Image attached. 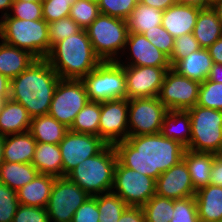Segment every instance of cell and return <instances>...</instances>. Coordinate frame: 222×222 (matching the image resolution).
<instances>
[{"label":"cell","mask_w":222,"mask_h":222,"mask_svg":"<svg viewBox=\"0 0 222 222\" xmlns=\"http://www.w3.org/2000/svg\"><path fill=\"white\" fill-rule=\"evenodd\" d=\"M118 161L125 167L157 179L183 159L186 147L160 132L128 136L114 145Z\"/></svg>","instance_id":"1"},{"label":"cell","mask_w":222,"mask_h":222,"mask_svg":"<svg viewBox=\"0 0 222 222\" xmlns=\"http://www.w3.org/2000/svg\"><path fill=\"white\" fill-rule=\"evenodd\" d=\"M60 79L46 59H36L11 79L9 98L22 104L32 118L48 114Z\"/></svg>","instance_id":"2"},{"label":"cell","mask_w":222,"mask_h":222,"mask_svg":"<svg viewBox=\"0 0 222 222\" xmlns=\"http://www.w3.org/2000/svg\"><path fill=\"white\" fill-rule=\"evenodd\" d=\"M46 60L61 79L81 80L102 61L96 55L86 29L57 42Z\"/></svg>","instance_id":"3"},{"label":"cell","mask_w":222,"mask_h":222,"mask_svg":"<svg viewBox=\"0 0 222 222\" xmlns=\"http://www.w3.org/2000/svg\"><path fill=\"white\" fill-rule=\"evenodd\" d=\"M117 161L114 145H106L98 154L79 163L66 177L90 196L111 192Z\"/></svg>","instance_id":"4"},{"label":"cell","mask_w":222,"mask_h":222,"mask_svg":"<svg viewBox=\"0 0 222 222\" xmlns=\"http://www.w3.org/2000/svg\"><path fill=\"white\" fill-rule=\"evenodd\" d=\"M0 39L27 50L37 59H46L51 51L48 23L44 19L22 20L7 15L0 20Z\"/></svg>","instance_id":"5"},{"label":"cell","mask_w":222,"mask_h":222,"mask_svg":"<svg viewBox=\"0 0 222 222\" xmlns=\"http://www.w3.org/2000/svg\"><path fill=\"white\" fill-rule=\"evenodd\" d=\"M86 31L96 55L102 62L118 61V54L125 52L129 33L125 19L100 14Z\"/></svg>","instance_id":"6"},{"label":"cell","mask_w":222,"mask_h":222,"mask_svg":"<svg viewBox=\"0 0 222 222\" xmlns=\"http://www.w3.org/2000/svg\"><path fill=\"white\" fill-rule=\"evenodd\" d=\"M81 80L89 101L102 103L127 98L124 68L117 61L101 62Z\"/></svg>","instance_id":"7"},{"label":"cell","mask_w":222,"mask_h":222,"mask_svg":"<svg viewBox=\"0 0 222 222\" xmlns=\"http://www.w3.org/2000/svg\"><path fill=\"white\" fill-rule=\"evenodd\" d=\"M190 114L191 139L186 149L218 154L222 149V111L195 105Z\"/></svg>","instance_id":"8"},{"label":"cell","mask_w":222,"mask_h":222,"mask_svg":"<svg viewBox=\"0 0 222 222\" xmlns=\"http://www.w3.org/2000/svg\"><path fill=\"white\" fill-rule=\"evenodd\" d=\"M88 101L86 87L82 80L60 79L48 114L70 128L75 117Z\"/></svg>","instance_id":"9"},{"label":"cell","mask_w":222,"mask_h":222,"mask_svg":"<svg viewBox=\"0 0 222 222\" xmlns=\"http://www.w3.org/2000/svg\"><path fill=\"white\" fill-rule=\"evenodd\" d=\"M156 180L150 176L129 169L117 161L114 170L112 192L128 206H143L154 196ZM114 189H116L114 191Z\"/></svg>","instance_id":"10"},{"label":"cell","mask_w":222,"mask_h":222,"mask_svg":"<svg viewBox=\"0 0 222 222\" xmlns=\"http://www.w3.org/2000/svg\"><path fill=\"white\" fill-rule=\"evenodd\" d=\"M167 113L158 97L129 99L128 136L159 133Z\"/></svg>","instance_id":"11"},{"label":"cell","mask_w":222,"mask_h":222,"mask_svg":"<svg viewBox=\"0 0 222 222\" xmlns=\"http://www.w3.org/2000/svg\"><path fill=\"white\" fill-rule=\"evenodd\" d=\"M89 196L66 176L56 177L46 206L50 222H71L75 211Z\"/></svg>","instance_id":"12"},{"label":"cell","mask_w":222,"mask_h":222,"mask_svg":"<svg viewBox=\"0 0 222 222\" xmlns=\"http://www.w3.org/2000/svg\"><path fill=\"white\" fill-rule=\"evenodd\" d=\"M200 84L169 69L165 74L158 99L168 110L187 111L197 105Z\"/></svg>","instance_id":"13"},{"label":"cell","mask_w":222,"mask_h":222,"mask_svg":"<svg viewBox=\"0 0 222 222\" xmlns=\"http://www.w3.org/2000/svg\"><path fill=\"white\" fill-rule=\"evenodd\" d=\"M107 144L97 135L68 130L59 143L63 162V177L83 160L98 154Z\"/></svg>","instance_id":"14"},{"label":"cell","mask_w":222,"mask_h":222,"mask_svg":"<svg viewBox=\"0 0 222 222\" xmlns=\"http://www.w3.org/2000/svg\"><path fill=\"white\" fill-rule=\"evenodd\" d=\"M127 99L158 97L171 67L125 66Z\"/></svg>","instance_id":"15"},{"label":"cell","mask_w":222,"mask_h":222,"mask_svg":"<svg viewBox=\"0 0 222 222\" xmlns=\"http://www.w3.org/2000/svg\"><path fill=\"white\" fill-rule=\"evenodd\" d=\"M99 137L107 145H115L128 138V99L101 103Z\"/></svg>","instance_id":"16"},{"label":"cell","mask_w":222,"mask_h":222,"mask_svg":"<svg viewBox=\"0 0 222 222\" xmlns=\"http://www.w3.org/2000/svg\"><path fill=\"white\" fill-rule=\"evenodd\" d=\"M155 193L173 200L195 196L187 164L182 159L156 179Z\"/></svg>","instance_id":"17"},{"label":"cell","mask_w":222,"mask_h":222,"mask_svg":"<svg viewBox=\"0 0 222 222\" xmlns=\"http://www.w3.org/2000/svg\"><path fill=\"white\" fill-rule=\"evenodd\" d=\"M130 51V62L117 61L125 66L171 67L169 57L150 43L142 34L128 33L125 50Z\"/></svg>","instance_id":"18"},{"label":"cell","mask_w":222,"mask_h":222,"mask_svg":"<svg viewBox=\"0 0 222 222\" xmlns=\"http://www.w3.org/2000/svg\"><path fill=\"white\" fill-rule=\"evenodd\" d=\"M201 7L175 3L163 12L162 27L175 39L193 33Z\"/></svg>","instance_id":"19"},{"label":"cell","mask_w":222,"mask_h":222,"mask_svg":"<svg viewBox=\"0 0 222 222\" xmlns=\"http://www.w3.org/2000/svg\"><path fill=\"white\" fill-rule=\"evenodd\" d=\"M32 117L18 102L6 99L0 108V135L7 136L29 131Z\"/></svg>","instance_id":"20"},{"label":"cell","mask_w":222,"mask_h":222,"mask_svg":"<svg viewBox=\"0 0 222 222\" xmlns=\"http://www.w3.org/2000/svg\"><path fill=\"white\" fill-rule=\"evenodd\" d=\"M55 179L53 175L38 174L32 181L16 191L19 204L46 208Z\"/></svg>","instance_id":"21"},{"label":"cell","mask_w":222,"mask_h":222,"mask_svg":"<svg viewBox=\"0 0 222 222\" xmlns=\"http://www.w3.org/2000/svg\"><path fill=\"white\" fill-rule=\"evenodd\" d=\"M213 66V60L207 49L201 48L186 58L179 60L171 69L189 79L204 82Z\"/></svg>","instance_id":"22"},{"label":"cell","mask_w":222,"mask_h":222,"mask_svg":"<svg viewBox=\"0 0 222 222\" xmlns=\"http://www.w3.org/2000/svg\"><path fill=\"white\" fill-rule=\"evenodd\" d=\"M200 222H219L222 217V187L208 184L195 193Z\"/></svg>","instance_id":"23"},{"label":"cell","mask_w":222,"mask_h":222,"mask_svg":"<svg viewBox=\"0 0 222 222\" xmlns=\"http://www.w3.org/2000/svg\"><path fill=\"white\" fill-rule=\"evenodd\" d=\"M37 142L29 131L4 136L5 162L32 163Z\"/></svg>","instance_id":"24"},{"label":"cell","mask_w":222,"mask_h":222,"mask_svg":"<svg viewBox=\"0 0 222 222\" xmlns=\"http://www.w3.org/2000/svg\"><path fill=\"white\" fill-rule=\"evenodd\" d=\"M201 48L208 49L222 37V25L211 5L201 7L193 30Z\"/></svg>","instance_id":"25"},{"label":"cell","mask_w":222,"mask_h":222,"mask_svg":"<svg viewBox=\"0 0 222 222\" xmlns=\"http://www.w3.org/2000/svg\"><path fill=\"white\" fill-rule=\"evenodd\" d=\"M0 74L10 80L26 70L37 58L27 50H23L1 41Z\"/></svg>","instance_id":"26"},{"label":"cell","mask_w":222,"mask_h":222,"mask_svg":"<svg viewBox=\"0 0 222 222\" xmlns=\"http://www.w3.org/2000/svg\"><path fill=\"white\" fill-rule=\"evenodd\" d=\"M216 154L195 152L186 149L183 154V160L187 164L191 182L197 191L209 184L212 163Z\"/></svg>","instance_id":"27"},{"label":"cell","mask_w":222,"mask_h":222,"mask_svg":"<svg viewBox=\"0 0 222 222\" xmlns=\"http://www.w3.org/2000/svg\"><path fill=\"white\" fill-rule=\"evenodd\" d=\"M160 133L168 139L176 140L187 147L191 139V122L188 111L168 110Z\"/></svg>","instance_id":"28"},{"label":"cell","mask_w":222,"mask_h":222,"mask_svg":"<svg viewBox=\"0 0 222 222\" xmlns=\"http://www.w3.org/2000/svg\"><path fill=\"white\" fill-rule=\"evenodd\" d=\"M32 164L39 174L63 177V162L59 144L37 142Z\"/></svg>","instance_id":"29"},{"label":"cell","mask_w":222,"mask_h":222,"mask_svg":"<svg viewBox=\"0 0 222 222\" xmlns=\"http://www.w3.org/2000/svg\"><path fill=\"white\" fill-rule=\"evenodd\" d=\"M69 128L49 114L33 117L29 132L36 142L59 144Z\"/></svg>","instance_id":"30"},{"label":"cell","mask_w":222,"mask_h":222,"mask_svg":"<svg viewBox=\"0 0 222 222\" xmlns=\"http://www.w3.org/2000/svg\"><path fill=\"white\" fill-rule=\"evenodd\" d=\"M39 174L32 163L3 162L0 166V182L18 191Z\"/></svg>","instance_id":"31"},{"label":"cell","mask_w":222,"mask_h":222,"mask_svg":"<svg viewBox=\"0 0 222 222\" xmlns=\"http://www.w3.org/2000/svg\"><path fill=\"white\" fill-rule=\"evenodd\" d=\"M162 10L137 2L135 8L126 19L128 32L143 34L147 30L161 25Z\"/></svg>","instance_id":"32"},{"label":"cell","mask_w":222,"mask_h":222,"mask_svg":"<svg viewBox=\"0 0 222 222\" xmlns=\"http://www.w3.org/2000/svg\"><path fill=\"white\" fill-rule=\"evenodd\" d=\"M101 103L88 101L75 117L69 130L99 136Z\"/></svg>","instance_id":"33"},{"label":"cell","mask_w":222,"mask_h":222,"mask_svg":"<svg viewBox=\"0 0 222 222\" xmlns=\"http://www.w3.org/2000/svg\"><path fill=\"white\" fill-rule=\"evenodd\" d=\"M142 209L146 222H170L174 212V200L155 194Z\"/></svg>","instance_id":"34"},{"label":"cell","mask_w":222,"mask_h":222,"mask_svg":"<svg viewBox=\"0 0 222 222\" xmlns=\"http://www.w3.org/2000/svg\"><path fill=\"white\" fill-rule=\"evenodd\" d=\"M128 205L115 193L107 192L97 195L99 222H118Z\"/></svg>","instance_id":"35"},{"label":"cell","mask_w":222,"mask_h":222,"mask_svg":"<svg viewBox=\"0 0 222 222\" xmlns=\"http://www.w3.org/2000/svg\"><path fill=\"white\" fill-rule=\"evenodd\" d=\"M197 105L222 111V83L208 79L202 82L199 87Z\"/></svg>","instance_id":"36"},{"label":"cell","mask_w":222,"mask_h":222,"mask_svg":"<svg viewBox=\"0 0 222 222\" xmlns=\"http://www.w3.org/2000/svg\"><path fill=\"white\" fill-rule=\"evenodd\" d=\"M100 15L98 3L89 0H77L70 9V17L86 29Z\"/></svg>","instance_id":"37"},{"label":"cell","mask_w":222,"mask_h":222,"mask_svg":"<svg viewBox=\"0 0 222 222\" xmlns=\"http://www.w3.org/2000/svg\"><path fill=\"white\" fill-rule=\"evenodd\" d=\"M81 29L82 28L70 16L48 23L50 48L57 42L78 33Z\"/></svg>","instance_id":"38"},{"label":"cell","mask_w":222,"mask_h":222,"mask_svg":"<svg viewBox=\"0 0 222 222\" xmlns=\"http://www.w3.org/2000/svg\"><path fill=\"white\" fill-rule=\"evenodd\" d=\"M201 49L200 44L195 39L193 33H187L174 39V48L169 57L171 68L179 61L192 52Z\"/></svg>","instance_id":"39"},{"label":"cell","mask_w":222,"mask_h":222,"mask_svg":"<svg viewBox=\"0 0 222 222\" xmlns=\"http://www.w3.org/2000/svg\"><path fill=\"white\" fill-rule=\"evenodd\" d=\"M137 0H99L100 14L127 19L137 4Z\"/></svg>","instance_id":"40"},{"label":"cell","mask_w":222,"mask_h":222,"mask_svg":"<svg viewBox=\"0 0 222 222\" xmlns=\"http://www.w3.org/2000/svg\"><path fill=\"white\" fill-rule=\"evenodd\" d=\"M19 205L16 191L0 182V222H13Z\"/></svg>","instance_id":"41"},{"label":"cell","mask_w":222,"mask_h":222,"mask_svg":"<svg viewBox=\"0 0 222 222\" xmlns=\"http://www.w3.org/2000/svg\"><path fill=\"white\" fill-rule=\"evenodd\" d=\"M170 222H200L195 196L174 200V212Z\"/></svg>","instance_id":"42"},{"label":"cell","mask_w":222,"mask_h":222,"mask_svg":"<svg viewBox=\"0 0 222 222\" xmlns=\"http://www.w3.org/2000/svg\"><path fill=\"white\" fill-rule=\"evenodd\" d=\"M77 0H43V19L50 23L70 15L71 6Z\"/></svg>","instance_id":"43"},{"label":"cell","mask_w":222,"mask_h":222,"mask_svg":"<svg viewBox=\"0 0 222 222\" xmlns=\"http://www.w3.org/2000/svg\"><path fill=\"white\" fill-rule=\"evenodd\" d=\"M142 35L165 55L171 56L174 48V38L162 25L155 26L154 29L147 30Z\"/></svg>","instance_id":"44"},{"label":"cell","mask_w":222,"mask_h":222,"mask_svg":"<svg viewBox=\"0 0 222 222\" xmlns=\"http://www.w3.org/2000/svg\"><path fill=\"white\" fill-rule=\"evenodd\" d=\"M10 17L22 20H41L43 19L42 3L29 1H13ZM12 14V15H11Z\"/></svg>","instance_id":"45"},{"label":"cell","mask_w":222,"mask_h":222,"mask_svg":"<svg viewBox=\"0 0 222 222\" xmlns=\"http://www.w3.org/2000/svg\"><path fill=\"white\" fill-rule=\"evenodd\" d=\"M99 214L97 195L89 196L75 211L71 222H99Z\"/></svg>","instance_id":"46"},{"label":"cell","mask_w":222,"mask_h":222,"mask_svg":"<svg viewBox=\"0 0 222 222\" xmlns=\"http://www.w3.org/2000/svg\"><path fill=\"white\" fill-rule=\"evenodd\" d=\"M13 222H50L46 208L19 205Z\"/></svg>","instance_id":"47"},{"label":"cell","mask_w":222,"mask_h":222,"mask_svg":"<svg viewBox=\"0 0 222 222\" xmlns=\"http://www.w3.org/2000/svg\"><path fill=\"white\" fill-rule=\"evenodd\" d=\"M118 222H146L141 206H127L122 212Z\"/></svg>","instance_id":"48"},{"label":"cell","mask_w":222,"mask_h":222,"mask_svg":"<svg viewBox=\"0 0 222 222\" xmlns=\"http://www.w3.org/2000/svg\"><path fill=\"white\" fill-rule=\"evenodd\" d=\"M209 184L222 187V159L218 155L212 163Z\"/></svg>","instance_id":"49"},{"label":"cell","mask_w":222,"mask_h":222,"mask_svg":"<svg viewBox=\"0 0 222 222\" xmlns=\"http://www.w3.org/2000/svg\"><path fill=\"white\" fill-rule=\"evenodd\" d=\"M213 63L222 64V37H220L208 49Z\"/></svg>","instance_id":"50"},{"label":"cell","mask_w":222,"mask_h":222,"mask_svg":"<svg viewBox=\"0 0 222 222\" xmlns=\"http://www.w3.org/2000/svg\"><path fill=\"white\" fill-rule=\"evenodd\" d=\"M140 3L165 11L176 3V0H140Z\"/></svg>","instance_id":"51"},{"label":"cell","mask_w":222,"mask_h":222,"mask_svg":"<svg viewBox=\"0 0 222 222\" xmlns=\"http://www.w3.org/2000/svg\"><path fill=\"white\" fill-rule=\"evenodd\" d=\"M10 85L11 80L0 74V98H9L10 97Z\"/></svg>","instance_id":"52"},{"label":"cell","mask_w":222,"mask_h":222,"mask_svg":"<svg viewBox=\"0 0 222 222\" xmlns=\"http://www.w3.org/2000/svg\"><path fill=\"white\" fill-rule=\"evenodd\" d=\"M207 79L212 82L222 83V64L213 63Z\"/></svg>","instance_id":"53"},{"label":"cell","mask_w":222,"mask_h":222,"mask_svg":"<svg viewBox=\"0 0 222 222\" xmlns=\"http://www.w3.org/2000/svg\"><path fill=\"white\" fill-rule=\"evenodd\" d=\"M214 1L215 0H176V3L205 7L207 5H210Z\"/></svg>","instance_id":"54"},{"label":"cell","mask_w":222,"mask_h":222,"mask_svg":"<svg viewBox=\"0 0 222 222\" xmlns=\"http://www.w3.org/2000/svg\"><path fill=\"white\" fill-rule=\"evenodd\" d=\"M13 4V0H0V11L3 12L2 16L0 18H3L10 14L9 9L11 11V7ZM5 11V13H4Z\"/></svg>","instance_id":"55"},{"label":"cell","mask_w":222,"mask_h":222,"mask_svg":"<svg viewBox=\"0 0 222 222\" xmlns=\"http://www.w3.org/2000/svg\"><path fill=\"white\" fill-rule=\"evenodd\" d=\"M210 5L215 10L218 20L220 21V23L222 25V0H215Z\"/></svg>","instance_id":"56"},{"label":"cell","mask_w":222,"mask_h":222,"mask_svg":"<svg viewBox=\"0 0 222 222\" xmlns=\"http://www.w3.org/2000/svg\"><path fill=\"white\" fill-rule=\"evenodd\" d=\"M3 149H4V136L0 135V166L4 162Z\"/></svg>","instance_id":"57"},{"label":"cell","mask_w":222,"mask_h":222,"mask_svg":"<svg viewBox=\"0 0 222 222\" xmlns=\"http://www.w3.org/2000/svg\"><path fill=\"white\" fill-rule=\"evenodd\" d=\"M13 1H29V2H35V3H42L43 0H13Z\"/></svg>","instance_id":"58"},{"label":"cell","mask_w":222,"mask_h":222,"mask_svg":"<svg viewBox=\"0 0 222 222\" xmlns=\"http://www.w3.org/2000/svg\"><path fill=\"white\" fill-rule=\"evenodd\" d=\"M6 99H9V98H0V108L2 107V105Z\"/></svg>","instance_id":"59"},{"label":"cell","mask_w":222,"mask_h":222,"mask_svg":"<svg viewBox=\"0 0 222 222\" xmlns=\"http://www.w3.org/2000/svg\"><path fill=\"white\" fill-rule=\"evenodd\" d=\"M217 155L222 159V149L219 151Z\"/></svg>","instance_id":"60"},{"label":"cell","mask_w":222,"mask_h":222,"mask_svg":"<svg viewBox=\"0 0 222 222\" xmlns=\"http://www.w3.org/2000/svg\"><path fill=\"white\" fill-rule=\"evenodd\" d=\"M89 1H93V2H96V3H98V2H99V0H89Z\"/></svg>","instance_id":"61"}]
</instances>
